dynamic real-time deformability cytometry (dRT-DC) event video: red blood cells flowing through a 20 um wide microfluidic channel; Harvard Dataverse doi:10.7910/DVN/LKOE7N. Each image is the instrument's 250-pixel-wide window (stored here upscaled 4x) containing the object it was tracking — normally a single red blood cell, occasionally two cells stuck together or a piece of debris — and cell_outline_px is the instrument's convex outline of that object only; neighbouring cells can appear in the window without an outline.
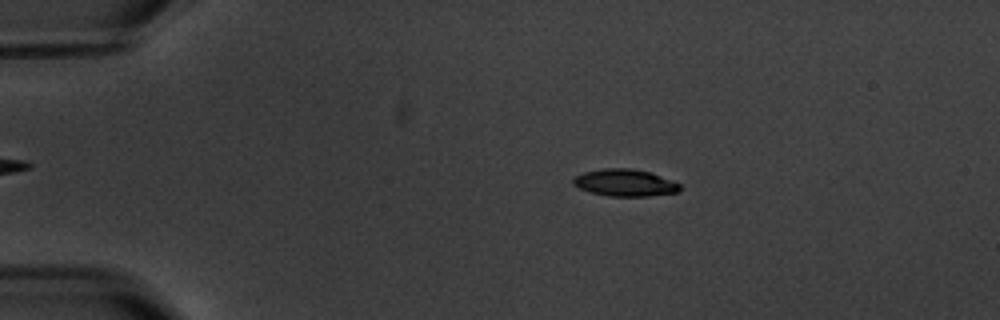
{"species": "common noctule bat (a hibernating species)", "species_latin": "Nyctalus noctula", "temperature_condition": "warm", "stored_images_in_passage": 7, "camera_frame_rate_fps": 3000, "um_per_image_px": 0.085, "animal": {"sex": "male", "body_mass_g": 20.1, "forearm_length_mm": 53.5}, "frame": {"image": 1, "passage_image": 3, "time_ms": 2.333, "image_size_px": [1000, 320], "cell_outline_px": [[680, 192], [648, 196], [608, 196], [592, 192], [580, 188], [572, 184], [572, 180], [576, 176], [584, 172], [604, 168], [632, 168], [648, 172], [680, 184]], "centroid_in_image_um": [53.1, 15.54], "position_along_channel_um": 31.9, "area_um2": 16.59}}
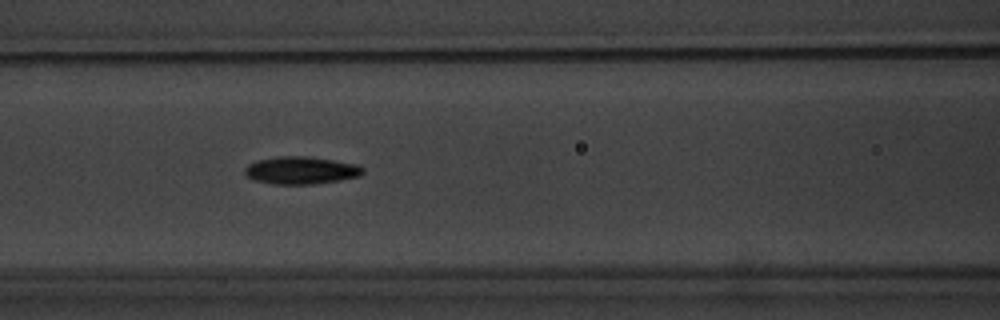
{"frame": {"image": 2, "passage_image": 7, "time_ms": 7.0, "image_size_px": [1000, 320], "cell_outline_px": [[364, 172], [360, 176], [340, 180], [312, 184], [276, 184], [256, 180], [248, 176], [244, 172], [244, 168], [248, 164], [256, 160], [276, 156], [308, 156], [360, 164], [364, 168]], "centroid_in_image_um": [25.62, 14.46], "position_along_channel_um": 141.0, "area_um2": 19.07}}